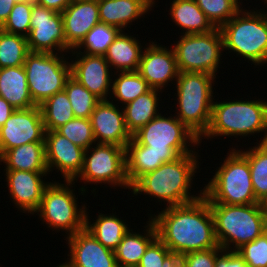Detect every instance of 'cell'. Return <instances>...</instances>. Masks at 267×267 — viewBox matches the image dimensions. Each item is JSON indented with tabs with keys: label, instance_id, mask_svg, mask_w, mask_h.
Masks as SVG:
<instances>
[{
	"label": "cell",
	"instance_id": "cell-19",
	"mask_svg": "<svg viewBox=\"0 0 267 267\" xmlns=\"http://www.w3.org/2000/svg\"><path fill=\"white\" fill-rule=\"evenodd\" d=\"M70 267H117L113 250L104 247L88 230L67 236Z\"/></svg>",
	"mask_w": 267,
	"mask_h": 267
},
{
	"label": "cell",
	"instance_id": "cell-8",
	"mask_svg": "<svg viewBox=\"0 0 267 267\" xmlns=\"http://www.w3.org/2000/svg\"><path fill=\"white\" fill-rule=\"evenodd\" d=\"M172 116L165 117L160 113L132 135L138 144L149 146L150 151L161 158L163 163L172 162L181 155L193 153L195 151L188 147L201 144L194 132L175 114Z\"/></svg>",
	"mask_w": 267,
	"mask_h": 267
},
{
	"label": "cell",
	"instance_id": "cell-2",
	"mask_svg": "<svg viewBox=\"0 0 267 267\" xmlns=\"http://www.w3.org/2000/svg\"><path fill=\"white\" fill-rule=\"evenodd\" d=\"M198 152L181 155L176 160L163 163L153 172L142 176L132 187V193H145L158 202H167L166 207L186 204L199 199L203 195V189L196 195L190 192L193 179L199 169ZM161 201H160V200Z\"/></svg>",
	"mask_w": 267,
	"mask_h": 267
},
{
	"label": "cell",
	"instance_id": "cell-16",
	"mask_svg": "<svg viewBox=\"0 0 267 267\" xmlns=\"http://www.w3.org/2000/svg\"><path fill=\"white\" fill-rule=\"evenodd\" d=\"M71 76L88 89L99 100L111 99V85L113 72L104 55H88L80 52H71ZM76 53V54H75ZM111 71V72H110ZM112 74V75H110Z\"/></svg>",
	"mask_w": 267,
	"mask_h": 267
},
{
	"label": "cell",
	"instance_id": "cell-14",
	"mask_svg": "<svg viewBox=\"0 0 267 267\" xmlns=\"http://www.w3.org/2000/svg\"><path fill=\"white\" fill-rule=\"evenodd\" d=\"M45 128L39 105L15 109L0 127V156L7 150L31 142H45Z\"/></svg>",
	"mask_w": 267,
	"mask_h": 267
},
{
	"label": "cell",
	"instance_id": "cell-29",
	"mask_svg": "<svg viewBox=\"0 0 267 267\" xmlns=\"http://www.w3.org/2000/svg\"><path fill=\"white\" fill-rule=\"evenodd\" d=\"M126 176L130 187H132L142 176L153 172L163 162L149 146L138 144L133 138L125 148Z\"/></svg>",
	"mask_w": 267,
	"mask_h": 267
},
{
	"label": "cell",
	"instance_id": "cell-15",
	"mask_svg": "<svg viewBox=\"0 0 267 267\" xmlns=\"http://www.w3.org/2000/svg\"><path fill=\"white\" fill-rule=\"evenodd\" d=\"M44 141L49 174L58 169L64 181H75L83 169L85 150L56 130L45 131Z\"/></svg>",
	"mask_w": 267,
	"mask_h": 267
},
{
	"label": "cell",
	"instance_id": "cell-51",
	"mask_svg": "<svg viewBox=\"0 0 267 267\" xmlns=\"http://www.w3.org/2000/svg\"><path fill=\"white\" fill-rule=\"evenodd\" d=\"M148 1H150L153 5L156 4V3H155L156 0H148Z\"/></svg>",
	"mask_w": 267,
	"mask_h": 267
},
{
	"label": "cell",
	"instance_id": "cell-1",
	"mask_svg": "<svg viewBox=\"0 0 267 267\" xmlns=\"http://www.w3.org/2000/svg\"><path fill=\"white\" fill-rule=\"evenodd\" d=\"M150 218L157 237L180 256L219 246L210 204L204 195L186 204L165 207Z\"/></svg>",
	"mask_w": 267,
	"mask_h": 267
},
{
	"label": "cell",
	"instance_id": "cell-42",
	"mask_svg": "<svg viewBox=\"0 0 267 267\" xmlns=\"http://www.w3.org/2000/svg\"><path fill=\"white\" fill-rule=\"evenodd\" d=\"M223 251L218 246L215 248L193 251L181 256L185 267H215L217 256Z\"/></svg>",
	"mask_w": 267,
	"mask_h": 267
},
{
	"label": "cell",
	"instance_id": "cell-48",
	"mask_svg": "<svg viewBox=\"0 0 267 267\" xmlns=\"http://www.w3.org/2000/svg\"><path fill=\"white\" fill-rule=\"evenodd\" d=\"M117 267H138V266L117 264Z\"/></svg>",
	"mask_w": 267,
	"mask_h": 267
},
{
	"label": "cell",
	"instance_id": "cell-40",
	"mask_svg": "<svg viewBox=\"0 0 267 267\" xmlns=\"http://www.w3.org/2000/svg\"><path fill=\"white\" fill-rule=\"evenodd\" d=\"M249 267H267V231L237 250Z\"/></svg>",
	"mask_w": 267,
	"mask_h": 267
},
{
	"label": "cell",
	"instance_id": "cell-9",
	"mask_svg": "<svg viewBox=\"0 0 267 267\" xmlns=\"http://www.w3.org/2000/svg\"><path fill=\"white\" fill-rule=\"evenodd\" d=\"M54 182V183H53ZM44 190L40 206L35 213L52 230L65 231L67 236L85 229L87 207L78 208L75 193L71 187L74 181H64L65 184L53 181Z\"/></svg>",
	"mask_w": 267,
	"mask_h": 267
},
{
	"label": "cell",
	"instance_id": "cell-23",
	"mask_svg": "<svg viewBox=\"0 0 267 267\" xmlns=\"http://www.w3.org/2000/svg\"><path fill=\"white\" fill-rule=\"evenodd\" d=\"M136 37L121 31L104 54L111 70L116 72L138 71L142 57V45Z\"/></svg>",
	"mask_w": 267,
	"mask_h": 267
},
{
	"label": "cell",
	"instance_id": "cell-49",
	"mask_svg": "<svg viewBox=\"0 0 267 267\" xmlns=\"http://www.w3.org/2000/svg\"><path fill=\"white\" fill-rule=\"evenodd\" d=\"M56 267H70V266L65 262V263H62Z\"/></svg>",
	"mask_w": 267,
	"mask_h": 267
},
{
	"label": "cell",
	"instance_id": "cell-31",
	"mask_svg": "<svg viewBox=\"0 0 267 267\" xmlns=\"http://www.w3.org/2000/svg\"><path fill=\"white\" fill-rule=\"evenodd\" d=\"M258 144V145H257ZM256 147L248 151L239 150L247 159L251 172V181L256 199L267 203V142H257Z\"/></svg>",
	"mask_w": 267,
	"mask_h": 267
},
{
	"label": "cell",
	"instance_id": "cell-17",
	"mask_svg": "<svg viewBox=\"0 0 267 267\" xmlns=\"http://www.w3.org/2000/svg\"><path fill=\"white\" fill-rule=\"evenodd\" d=\"M151 43V44H150ZM145 48L140 60L138 72L151 88L162 90L168 83L176 81L179 70L173 47L170 49L150 42ZM167 84V86H166Z\"/></svg>",
	"mask_w": 267,
	"mask_h": 267
},
{
	"label": "cell",
	"instance_id": "cell-11",
	"mask_svg": "<svg viewBox=\"0 0 267 267\" xmlns=\"http://www.w3.org/2000/svg\"><path fill=\"white\" fill-rule=\"evenodd\" d=\"M174 44L179 72H204L216 77L224 50L219 28L207 33L181 35Z\"/></svg>",
	"mask_w": 267,
	"mask_h": 267
},
{
	"label": "cell",
	"instance_id": "cell-53",
	"mask_svg": "<svg viewBox=\"0 0 267 267\" xmlns=\"http://www.w3.org/2000/svg\"><path fill=\"white\" fill-rule=\"evenodd\" d=\"M234 1H236L239 5L241 4L240 0H234ZM238 1H239V2H238Z\"/></svg>",
	"mask_w": 267,
	"mask_h": 267
},
{
	"label": "cell",
	"instance_id": "cell-33",
	"mask_svg": "<svg viewBox=\"0 0 267 267\" xmlns=\"http://www.w3.org/2000/svg\"><path fill=\"white\" fill-rule=\"evenodd\" d=\"M118 73V74H116ZM112 80L111 94L121 104H127L135 100L138 96L148 92L151 87L138 71L114 72Z\"/></svg>",
	"mask_w": 267,
	"mask_h": 267
},
{
	"label": "cell",
	"instance_id": "cell-43",
	"mask_svg": "<svg viewBox=\"0 0 267 267\" xmlns=\"http://www.w3.org/2000/svg\"><path fill=\"white\" fill-rule=\"evenodd\" d=\"M215 267H249L237 251L223 250L216 258Z\"/></svg>",
	"mask_w": 267,
	"mask_h": 267
},
{
	"label": "cell",
	"instance_id": "cell-25",
	"mask_svg": "<svg viewBox=\"0 0 267 267\" xmlns=\"http://www.w3.org/2000/svg\"><path fill=\"white\" fill-rule=\"evenodd\" d=\"M5 170L48 172L45 142H31L5 151L0 156Z\"/></svg>",
	"mask_w": 267,
	"mask_h": 267
},
{
	"label": "cell",
	"instance_id": "cell-32",
	"mask_svg": "<svg viewBox=\"0 0 267 267\" xmlns=\"http://www.w3.org/2000/svg\"><path fill=\"white\" fill-rule=\"evenodd\" d=\"M45 131H54L75 118L66 92L63 90L47 98L39 105Z\"/></svg>",
	"mask_w": 267,
	"mask_h": 267
},
{
	"label": "cell",
	"instance_id": "cell-44",
	"mask_svg": "<svg viewBox=\"0 0 267 267\" xmlns=\"http://www.w3.org/2000/svg\"><path fill=\"white\" fill-rule=\"evenodd\" d=\"M74 0H34L40 6L62 13Z\"/></svg>",
	"mask_w": 267,
	"mask_h": 267
},
{
	"label": "cell",
	"instance_id": "cell-36",
	"mask_svg": "<svg viewBox=\"0 0 267 267\" xmlns=\"http://www.w3.org/2000/svg\"><path fill=\"white\" fill-rule=\"evenodd\" d=\"M64 91L68 96L75 118L90 119L100 100L72 76L67 79Z\"/></svg>",
	"mask_w": 267,
	"mask_h": 267
},
{
	"label": "cell",
	"instance_id": "cell-28",
	"mask_svg": "<svg viewBox=\"0 0 267 267\" xmlns=\"http://www.w3.org/2000/svg\"><path fill=\"white\" fill-rule=\"evenodd\" d=\"M159 92L161 90L151 88L123 106L125 125L131 136L160 114L158 112L160 108L158 102L161 98L158 97Z\"/></svg>",
	"mask_w": 267,
	"mask_h": 267
},
{
	"label": "cell",
	"instance_id": "cell-26",
	"mask_svg": "<svg viewBox=\"0 0 267 267\" xmlns=\"http://www.w3.org/2000/svg\"><path fill=\"white\" fill-rule=\"evenodd\" d=\"M171 3L169 15L183 30L181 34L207 33L216 28L195 0H173Z\"/></svg>",
	"mask_w": 267,
	"mask_h": 267
},
{
	"label": "cell",
	"instance_id": "cell-13",
	"mask_svg": "<svg viewBox=\"0 0 267 267\" xmlns=\"http://www.w3.org/2000/svg\"><path fill=\"white\" fill-rule=\"evenodd\" d=\"M27 42L30 52L70 54L72 50L66 43L62 14L36 3L31 11Z\"/></svg>",
	"mask_w": 267,
	"mask_h": 267
},
{
	"label": "cell",
	"instance_id": "cell-30",
	"mask_svg": "<svg viewBox=\"0 0 267 267\" xmlns=\"http://www.w3.org/2000/svg\"><path fill=\"white\" fill-rule=\"evenodd\" d=\"M117 215H105L100 213L94 223H90L86 211L85 229L88 230L104 247L115 250L122 241V238L130 230L124 220Z\"/></svg>",
	"mask_w": 267,
	"mask_h": 267
},
{
	"label": "cell",
	"instance_id": "cell-4",
	"mask_svg": "<svg viewBox=\"0 0 267 267\" xmlns=\"http://www.w3.org/2000/svg\"><path fill=\"white\" fill-rule=\"evenodd\" d=\"M260 132H264L261 143L267 142V101L257 98L248 101H216L212 105L209 127L199 142L206 137L207 140L218 136L249 137L250 134Z\"/></svg>",
	"mask_w": 267,
	"mask_h": 267
},
{
	"label": "cell",
	"instance_id": "cell-21",
	"mask_svg": "<svg viewBox=\"0 0 267 267\" xmlns=\"http://www.w3.org/2000/svg\"><path fill=\"white\" fill-rule=\"evenodd\" d=\"M61 14L66 43L72 49L100 22L98 0L73 1Z\"/></svg>",
	"mask_w": 267,
	"mask_h": 267
},
{
	"label": "cell",
	"instance_id": "cell-37",
	"mask_svg": "<svg viewBox=\"0 0 267 267\" xmlns=\"http://www.w3.org/2000/svg\"><path fill=\"white\" fill-rule=\"evenodd\" d=\"M211 23L220 28L242 8L234 0H195Z\"/></svg>",
	"mask_w": 267,
	"mask_h": 267
},
{
	"label": "cell",
	"instance_id": "cell-18",
	"mask_svg": "<svg viewBox=\"0 0 267 267\" xmlns=\"http://www.w3.org/2000/svg\"><path fill=\"white\" fill-rule=\"evenodd\" d=\"M110 99L100 100L90 121L96 143L116 144L126 148L132 136L125 125L124 111Z\"/></svg>",
	"mask_w": 267,
	"mask_h": 267
},
{
	"label": "cell",
	"instance_id": "cell-45",
	"mask_svg": "<svg viewBox=\"0 0 267 267\" xmlns=\"http://www.w3.org/2000/svg\"><path fill=\"white\" fill-rule=\"evenodd\" d=\"M15 3L16 2L14 0H0V28L8 19Z\"/></svg>",
	"mask_w": 267,
	"mask_h": 267
},
{
	"label": "cell",
	"instance_id": "cell-41",
	"mask_svg": "<svg viewBox=\"0 0 267 267\" xmlns=\"http://www.w3.org/2000/svg\"><path fill=\"white\" fill-rule=\"evenodd\" d=\"M170 253L165 244L156 237L145 250L138 267H162L164 259Z\"/></svg>",
	"mask_w": 267,
	"mask_h": 267
},
{
	"label": "cell",
	"instance_id": "cell-47",
	"mask_svg": "<svg viewBox=\"0 0 267 267\" xmlns=\"http://www.w3.org/2000/svg\"><path fill=\"white\" fill-rule=\"evenodd\" d=\"M162 267H185V264L179 254L171 252L164 259Z\"/></svg>",
	"mask_w": 267,
	"mask_h": 267
},
{
	"label": "cell",
	"instance_id": "cell-3",
	"mask_svg": "<svg viewBox=\"0 0 267 267\" xmlns=\"http://www.w3.org/2000/svg\"><path fill=\"white\" fill-rule=\"evenodd\" d=\"M210 210L215 235L223 250L237 251L267 231V209L263 203L210 204Z\"/></svg>",
	"mask_w": 267,
	"mask_h": 267
},
{
	"label": "cell",
	"instance_id": "cell-6",
	"mask_svg": "<svg viewBox=\"0 0 267 267\" xmlns=\"http://www.w3.org/2000/svg\"><path fill=\"white\" fill-rule=\"evenodd\" d=\"M242 9L219 29L224 49L254 65L267 64V14L264 10Z\"/></svg>",
	"mask_w": 267,
	"mask_h": 267
},
{
	"label": "cell",
	"instance_id": "cell-46",
	"mask_svg": "<svg viewBox=\"0 0 267 267\" xmlns=\"http://www.w3.org/2000/svg\"><path fill=\"white\" fill-rule=\"evenodd\" d=\"M15 108L11 106L4 98L0 96V127L11 116Z\"/></svg>",
	"mask_w": 267,
	"mask_h": 267
},
{
	"label": "cell",
	"instance_id": "cell-34",
	"mask_svg": "<svg viewBox=\"0 0 267 267\" xmlns=\"http://www.w3.org/2000/svg\"><path fill=\"white\" fill-rule=\"evenodd\" d=\"M29 53L27 37L0 28V68L23 66Z\"/></svg>",
	"mask_w": 267,
	"mask_h": 267
},
{
	"label": "cell",
	"instance_id": "cell-22",
	"mask_svg": "<svg viewBox=\"0 0 267 267\" xmlns=\"http://www.w3.org/2000/svg\"><path fill=\"white\" fill-rule=\"evenodd\" d=\"M153 6L148 0H98L100 22L124 32L134 20L145 17Z\"/></svg>",
	"mask_w": 267,
	"mask_h": 267
},
{
	"label": "cell",
	"instance_id": "cell-50",
	"mask_svg": "<svg viewBox=\"0 0 267 267\" xmlns=\"http://www.w3.org/2000/svg\"><path fill=\"white\" fill-rule=\"evenodd\" d=\"M16 3L18 2H26V1H34V0H14Z\"/></svg>",
	"mask_w": 267,
	"mask_h": 267
},
{
	"label": "cell",
	"instance_id": "cell-27",
	"mask_svg": "<svg viewBox=\"0 0 267 267\" xmlns=\"http://www.w3.org/2000/svg\"><path fill=\"white\" fill-rule=\"evenodd\" d=\"M147 222L148 225L144 227L146 230L143 235L140 232L133 233V230L130 229L122 238V241L114 250L117 264L139 265L145 250L157 237V229L154 222L151 218Z\"/></svg>",
	"mask_w": 267,
	"mask_h": 267
},
{
	"label": "cell",
	"instance_id": "cell-10",
	"mask_svg": "<svg viewBox=\"0 0 267 267\" xmlns=\"http://www.w3.org/2000/svg\"><path fill=\"white\" fill-rule=\"evenodd\" d=\"M63 55L64 53L30 52L26 56L23 66L31 98L36 105L64 90L65 83L71 76V65Z\"/></svg>",
	"mask_w": 267,
	"mask_h": 267
},
{
	"label": "cell",
	"instance_id": "cell-5",
	"mask_svg": "<svg viewBox=\"0 0 267 267\" xmlns=\"http://www.w3.org/2000/svg\"><path fill=\"white\" fill-rule=\"evenodd\" d=\"M215 76L204 72H179L175 81L176 117L199 138L208 129L213 105ZM213 97V98H212Z\"/></svg>",
	"mask_w": 267,
	"mask_h": 267
},
{
	"label": "cell",
	"instance_id": "cell-7",
	"mask_svg": "<svg viewBox=\"0 0 267 267\" xmlns=\"http://www.w3.org/2000/svg\"><path fill=\"white\" fill-rule=\"evenodd\" d=\"M227 154L224 163L203 188L209 204L260 203L254 195L248 159L236 148Z\"/></svg>",
	"mask_w": 267,
	"mask_h": 267
},
{
	"label": "cell",
	"instance_id": "cell-39",
	"mask_svg": "<svg viewBox=\"0 0 267 267\" xmlns=\"http://www.w3.org/2000/svg\"><path fill=\"white\" fill-rule=\"evenodd\" d=\"M34 3V1L15 3L1 29L7 33L27 37L30 33L31 11Z\"/></svg>",
	"mask_w": 267,
	"mask_h": 267
},
{
	"label": "cell",
	"instance_id": "cell-52",
	"mask_svg": "<svg viewBox=\"0 0 267 267\" xmlns=\"http://www.w3.org/2000/svg\"><path fill=\"white\" fill-rule=\"evenodd\" d=\"M74 1H92V0H74Z\"/></svg>",
	"mask_w": 267,
	"mask_h": 267
},
{
	"label": "cell",
	"instance_id": "cell-20",
	"mask_svg": "<svg viewBox=\"0 0 267 267\" xmlns=\"http://www.w3.org/2000/svg\"><path fill=\"white\" fill-rule=\"evenodd\" d=\"M5 171L6 186L13 203L22 210L21 212L34 215L40 206L45 188L51 183L42 180L49 172Z\"/></svg>",
	"mask_w": 267,
	"mask_h": 267
},
{
	"label": "cell",
	"instance_id": "cell-12",
	"mask_svg": "<svg viewBox=\"0 0 267 267\" xmlns=\"http://www.w3.org/2000/svg\"><path fill=\"white\" fill-rule=\"evenodd\" d=\"M78 178L84 184L104 183L131 190L126 176L125 148L116 144L92 145L85 150L83 169L75 180Z\"/></svg>",
	"mask_w": 267,
	"mask_h": 267
},
{
	"label": "cell",
	"instance_id": "cell-24",
	"mask_svg": "<svg viewBox=\"0 0 267 267\" xmlns=\"http://www.w3.org/2000/svg\"><path fill=\"white\" fill-rule=\"evenodd\" d=\"M0 96L15 109L37 106L31 98L24 66L0 68Z\"/></svg>",
	"mask_w": 267,
	"mask_h": 267
},
{
	"label": "cell",
	"instance_id": "cell-38",
	"mask_svg": "<svg viewBox=\"0 0 267 267\" xmlns=\"http://www.w3.org/2000/svg\"><path fill=\"white\" fill-rule=\"evenodd\" d=\"M56 131L84 150L96 144L90 119L73 118Z\"/></svg>",
	"mask_w": 267,
	"mask_h": 267
},
{
	"label": "cell",
	"instance_id": "cell-35",
	"mask_svg": "<svg viewBox=\"0 0 267 267\" xmlns=\"http://www.w3.org/2000/svg\"><path fill=\"white\" fill-rule=\"evenodd\" d=\"M120 32L121 30L116 27L99 22L85 35L81 42L72 49L71 52H80L81 48H85L84 52L81 53L88 55H104L107 52L109 45Z\"/></svg>",
	"mask_w": 267,
	"mask_h": 267
}]
</instances>
